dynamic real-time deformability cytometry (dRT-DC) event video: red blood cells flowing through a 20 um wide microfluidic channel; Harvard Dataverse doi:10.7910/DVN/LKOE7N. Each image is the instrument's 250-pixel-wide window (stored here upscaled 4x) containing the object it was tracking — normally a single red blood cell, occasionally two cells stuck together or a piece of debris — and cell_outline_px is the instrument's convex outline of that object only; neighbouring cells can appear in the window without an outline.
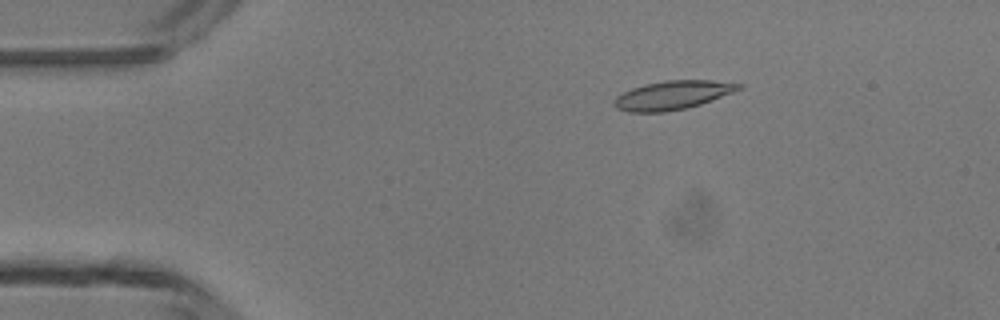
{"species": "common noctule bat (a hibernating species)", "species_latin": "Nyctalus noctula", "temperature_condition": "room temperature", "stored_images_in_passage": 3, "camera_frame_rate_fps": 3000, "um_per_image_px": 0.085, "animal": {"sex": "male", "body_mass_g": 13.3}, "frame": {"image": 1, "passage_image": 2, "time_ms": 1.0, "image_size_px": [1000, 320], "cell_outline_px": [[744, 88], [700, 104], [688, 108], [664, 112], [628, 112], [616, 108], [612, 104], [612, 100], [616, 96], [632, 88], [644, 84], [664, 80], [712, 80], [744, 84]], "centroid_in_image_um": [57.15, 8.08], "position_along_channel_um": 27.8, "area_um2": 21.04}}